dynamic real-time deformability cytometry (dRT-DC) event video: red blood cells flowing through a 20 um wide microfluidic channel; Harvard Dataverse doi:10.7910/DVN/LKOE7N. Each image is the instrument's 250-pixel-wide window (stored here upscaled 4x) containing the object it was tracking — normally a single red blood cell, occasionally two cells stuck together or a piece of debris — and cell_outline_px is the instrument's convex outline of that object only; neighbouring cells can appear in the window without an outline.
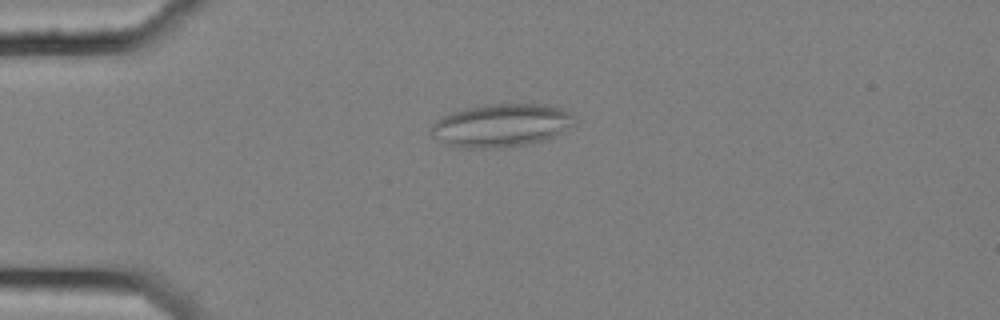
{"species": "common noctule bat (a hibernating species)", "species_latin": "Nyctalus noctula", "temperature_condition": "cold", "stored_images_in_passage": 57, "segment_of_instrument_passage": [1, 2], "camera_frame_rate_fps": 3000, "um_per_image_px": 0.085, "animal": {"sex": "female", "body_mass_g": 25.1}, "frame": {"image": 1, "passage_image": 15, "time_ms": 4.667, "image_size_px": [1000, 320], "cell_outline_px": [[576, 124], [544, 140], [524, 144], [500, 148], [460, 148], [444, 144], [432, 136], [432, 128], [436, 120], [440, 116], [464, 108], [484, 104], [548, 104], [560, 108], [576, 116]], "centroid_in_image_um": [42.59, 10.65], "position_along_channel_um": 42.4, "area_um2": 36.18}}